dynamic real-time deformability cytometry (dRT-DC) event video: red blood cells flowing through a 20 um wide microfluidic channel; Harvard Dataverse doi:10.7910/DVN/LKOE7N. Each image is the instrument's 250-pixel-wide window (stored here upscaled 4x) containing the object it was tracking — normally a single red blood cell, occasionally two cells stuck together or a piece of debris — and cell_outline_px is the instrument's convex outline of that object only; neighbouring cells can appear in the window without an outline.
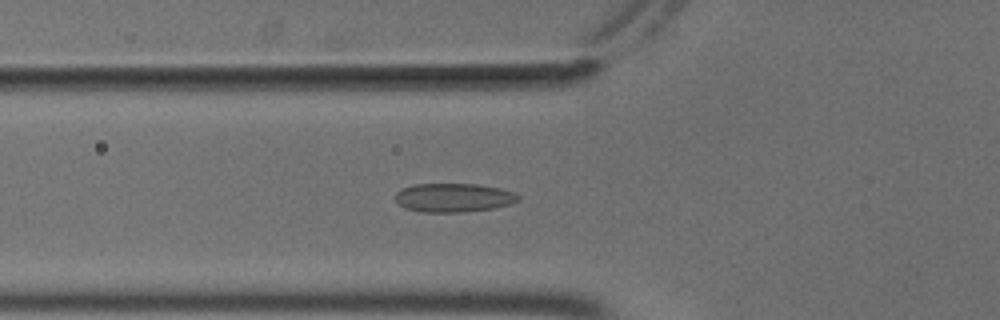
{"species": "common noctule bat (a hibernating species)", "species_latin": "Nyctalus noctula", "temperature_condition": "cold", "stored_images_in_passage": 56, "camera_frame_rate_fps": 3000, "um_per_image_px": 0.085, "animal": {"sex": "male", "body_mass_g": 18.8}, "frame": {"image": 1, "passage_image": 21, "time_ms": 6.667, "image_size_px": [1000, 320], "cell_outline_px": [[520, 200], [512, 204], [492, 208], [464, 212], [420, 212], [404, 208], [396, 200], [396, 192], [400, 188], [412, 184], [476, 184], [500, 188], [516, 192], [520, 196]], "centroid_in_image_um": [38.57, 16.8], "position_along_channel_um": 87.2, "area_um2": 20.87}}
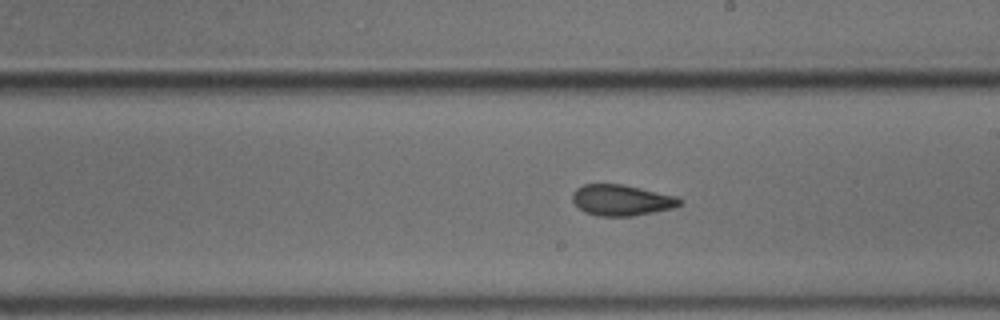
{"frame": {"image": 2, "passage_image": 33, "time_ms": 10.667, "image_size_px": [1000, 320], "cell_outline_px": [[684, 204], [672, 208], [632, 216], [596, 216], [584, 212], [572, 200], [572, 192], [576, 188], [584, 184], [620, 184], [640, 188], [676, 196], [684, 200]], "centroid_in_image_um": [52.83, 17.01], "position_along_channel_um": 236.2, "area_um2": 19.36}}
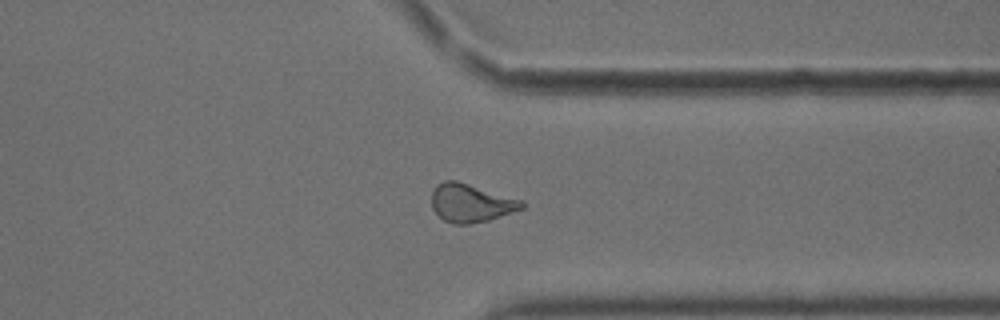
{"frame": {"image": 3, "passage_image": 44, "time_ms": 14.333, "image_size_px": [1000, 320], "cell_outline_px": [[524, 208], [488, 220], [468, 224], [452, 224], [444, 220], [432, 208], [432, 192], [436, 184], [444, 180], [456, 180], [524, 200]], "centroid_in_image_um": [40.02, 17.24], "position_along_channel_um": 371.4, "area_um2": 20.11}, "authors_computed_cell_mechanics": {"area_um2": 20.23, "velocity_mm_per_s": 3.6971, "shape_relaxation_time_tau1_ms": null, "shape_relaxation_time_tau2_ms": 1.6198, "deformation_change_tau1": null, "deformation_change_tau2": 0.0442}}